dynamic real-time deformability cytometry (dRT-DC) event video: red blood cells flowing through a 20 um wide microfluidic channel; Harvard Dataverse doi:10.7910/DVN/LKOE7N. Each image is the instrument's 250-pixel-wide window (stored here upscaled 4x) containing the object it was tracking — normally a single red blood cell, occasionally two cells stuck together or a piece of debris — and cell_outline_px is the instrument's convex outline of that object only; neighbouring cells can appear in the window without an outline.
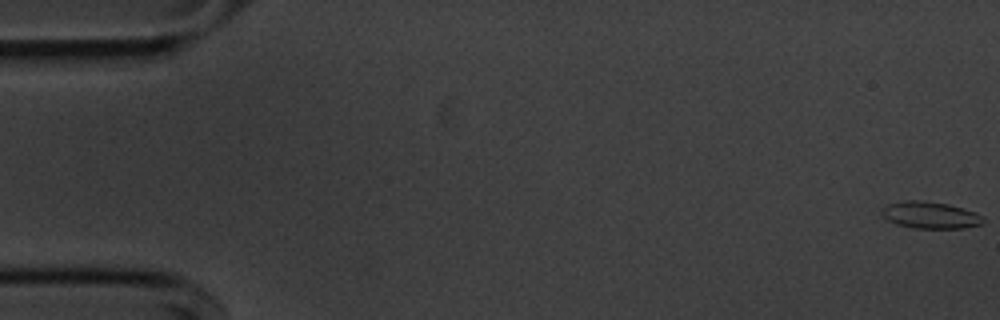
{"species": "common noctule bat (a hibernating species)", "species_latin": "Nyctalus noctula", "temperature_condition": "cold", "stored_images_in_passage": 55, "camera_frame_rate_fps": 3000, "um_per_image_px": 0.085, "animal": {"sex": "male", "body_mass_g": 20.1, "forearm_length_mm": 53.5}, "frame": {"image": 1, "passage_image": 1, "time_ms": 0.0, "image_size_px": [1000, 320], "cell_outline_px": [[984, 220], [980, 224], [964, 228], [912, 228], [896, 224], [888, 220], [884, 216], [884, 208], [888, 204], [904, 200], [920, 200], [948, 204], [976, 212], [984, 216]], "centroid_in_image_um": [79.11, 18.28], "position_along_channel_um": 5.9, "area_um2": 15.72}}
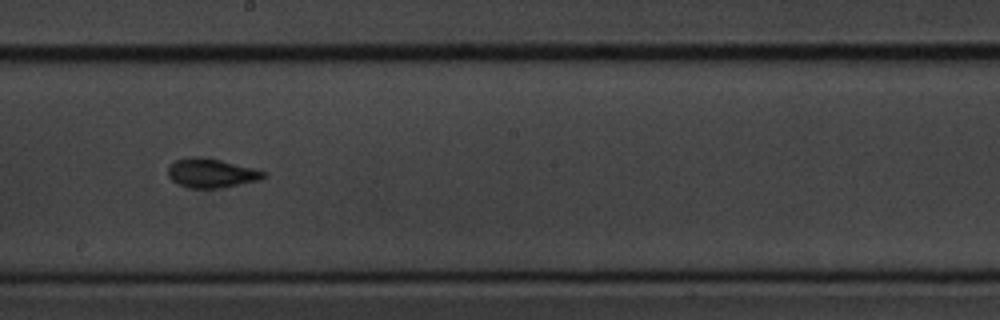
{"frame": {"image": 2, "passage_image": 31, "time_ms": 10.0, "image_size_px": [1000, 320], "cell_outline_px": [[264, 176], [260, 180], [220, 188], [188, 188], [172, 180], [168, 176], [168, 164], [176, 160], [188, 156], [192, 156], [220, 160], [252, 168], [264, 172]], "centroid_in_image_um": [17.9, 14.71], "position_along_channel_um": 230.3, "area_um2": 16.01}}
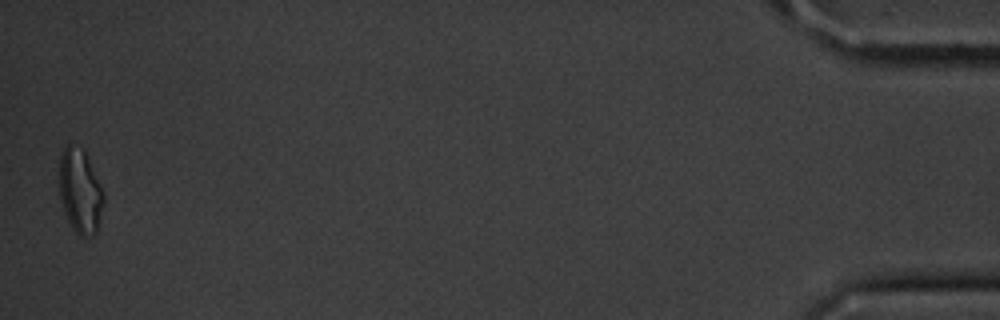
{"frame": {"image": 3, "passage_image": 55, "time_ms": 18.0, "image_size_px": [1000, 320], "cell_outline_px": [[104, 204], [96, 232], [92, 236], [80, 236], [72, 228], [68, 220], [60, 200], [60, 156], [64, 148], [68, 144], [84, 148], [104, 192]], "centroid_in_image_um": [6.83, 16.24], "position_along_channel_um": 428.4, "area_um2": 21.79}, "authors_computed_cell_mechanics": {"area_um2": 15.4904, "velocity_mm_per_s": 3.6339, "shape_relaxation_time_tau1_ms": 5.8893, "shape_relaxation_time_tau2_ms": 1.9612, "deformation_change_tau1": 0.1316, "deformation_change_tau2": 0.0891}}